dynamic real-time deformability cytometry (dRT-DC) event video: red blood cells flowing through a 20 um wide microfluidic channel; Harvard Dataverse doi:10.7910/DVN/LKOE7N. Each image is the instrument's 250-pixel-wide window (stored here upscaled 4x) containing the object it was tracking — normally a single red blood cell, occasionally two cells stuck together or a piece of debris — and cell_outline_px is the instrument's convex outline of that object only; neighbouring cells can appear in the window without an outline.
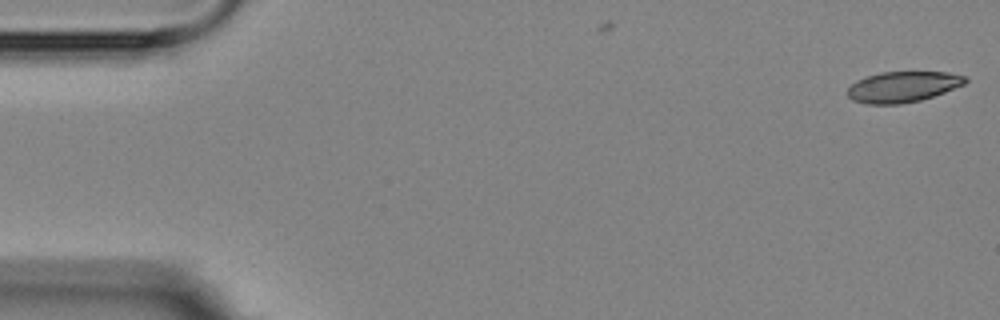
{"species": "Egyptian fruit bat (a non-hibernating species)", "species_latin": "Rousettus aegyptiacus", "temperature_condition": "room temperature", "stored_images_in_passage": 5, "camera_frame_rate_fps": 3000, "um_per_image_px": 0.085, "animal": {"sex": "female"}, "frame": {"image": 1, "passage_image": 1, "time_ms": 0.0, "image_size_px": [1000, 320], "cell_outline_px": [[968, 80], [964, 84], [944, 92], [920, 100], [900, 104], [868, 104], [852, 100], [848, 96], [848, 88], [856, 80], [880, 72], [948, 72], [968, 76]], "centroid_in_image_um": [76.75, 7.37], "position_along_channel_um": 8.3, "area_um2": 21.04}}
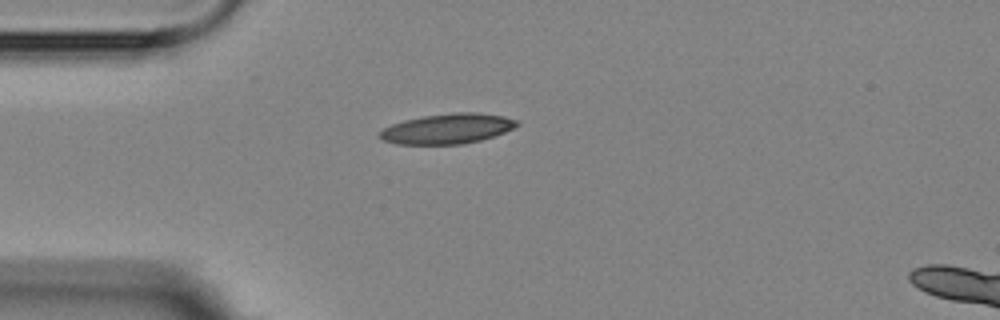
{"frame": {"image": 2, "passage_image": 5, "time_ms": 4.333, "image_size_px": [1000, 320], "cell_outline_px": [[520, 124], [504, 132], [480, 140], [464, 144], [396, 144], [384, 140], [380, 136], [380, 132], [384, 128], [392, 124], [404, 120], [424, 116], [452, 112], [480, 112], [504, 116], [516, 120]], "centroid_in_image_um": [38.05, 10.93], "position_along_channel_um": 47.0, "area_um2": 23.93}}